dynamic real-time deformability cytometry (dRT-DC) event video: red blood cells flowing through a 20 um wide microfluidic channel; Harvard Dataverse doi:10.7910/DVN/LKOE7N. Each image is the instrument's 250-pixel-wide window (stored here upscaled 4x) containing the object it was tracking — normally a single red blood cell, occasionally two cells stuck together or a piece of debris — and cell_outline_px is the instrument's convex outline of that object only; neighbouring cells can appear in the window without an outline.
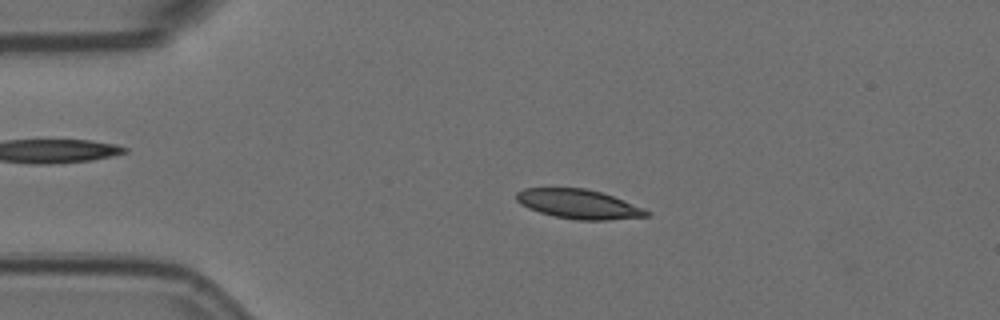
{"species": "Egyptian fruit bat (a non-hibernating species)", "species_latin": "Rousettus aegyptiacus", "temperature_condition": "room temperature", "stored_images_in_passage": 57, "camera_frame_rate_fps": 3000, "um_per_image_px": 0.085, "animal": {"sex": "female"}, "frame": {"image": 1, "passage_image": 11, "time_ms": 3.333, "image_size_px": [1000, 320], "cell_outline_px": [[652, 212], [648, 216], [608, 220], [576, 220], [556, 216], [540, 212], [528, 208], [520, 204], [516, 200], [516, 192], [524, 188], [584, 188], [600, 192], [612, 196], [644, 208]], "centroid_in_image_um": [49.18, 17.35], "position_along_channel_um": 35.8, "area_um2": 22.14}}
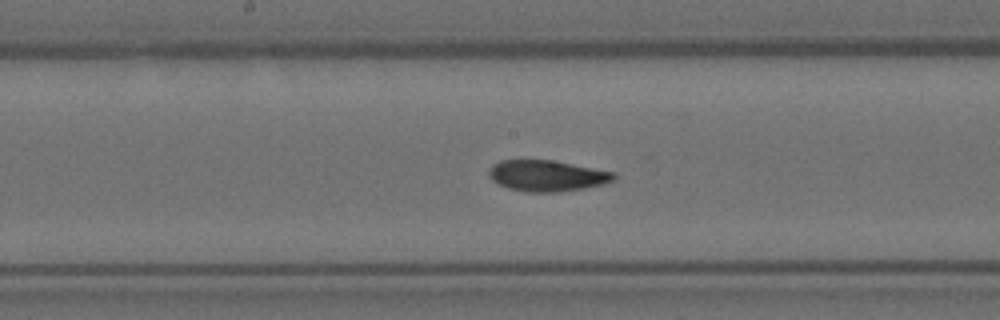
{"frame": {"image": 2, "passage_image": 28, "time_ms": 9.0, "image_size_px": [1000, 320], "cell_outline_px": [[616, 176], [612, 180], [600, 184], [584, 188], [560, 192], [524, 192], [508, 188], [496, 184], [488, 176], [488, 168], [492, 164], [500, 160], [552, 160], [616, 172]], "centroid_in_image_um": [46.42, 14.93], "position_along_channel_um": 201.8, "area_um2": 22.77}}
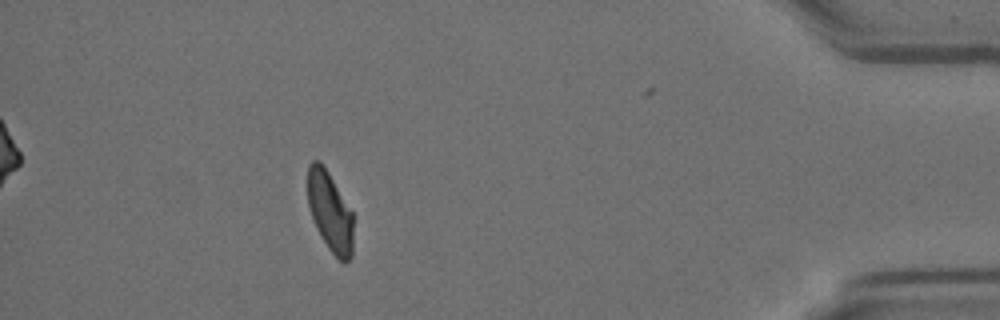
{"frame": {"image": 3, "passage_image": 50, "time_ms": 16.333, "image_size_px": [1000, 320], "cell_outline_px": [[352, 256], [344, 264], [328, 248], [320, 236], [316, 228], [308, 204], [308, 164], [312, 160], [320, 160], [328, 172], [352, 212]], "centroid_in_image_um": [28.03, 17.99], "position_along_channel_um": 407.2, "area_um2": 20.98}, "authors_computed_cell_mechanics": {"area_um2": 22.4264, "velocity_mm_per_s": 3.5363, "shape_relaxation_time_tau1_ms": 6.4103, "shape_relaxation_time_tau2_ms": 2.8298, "deformation_change_tau1": 0.1647, "deformation_change_tau2": 0.0674}}